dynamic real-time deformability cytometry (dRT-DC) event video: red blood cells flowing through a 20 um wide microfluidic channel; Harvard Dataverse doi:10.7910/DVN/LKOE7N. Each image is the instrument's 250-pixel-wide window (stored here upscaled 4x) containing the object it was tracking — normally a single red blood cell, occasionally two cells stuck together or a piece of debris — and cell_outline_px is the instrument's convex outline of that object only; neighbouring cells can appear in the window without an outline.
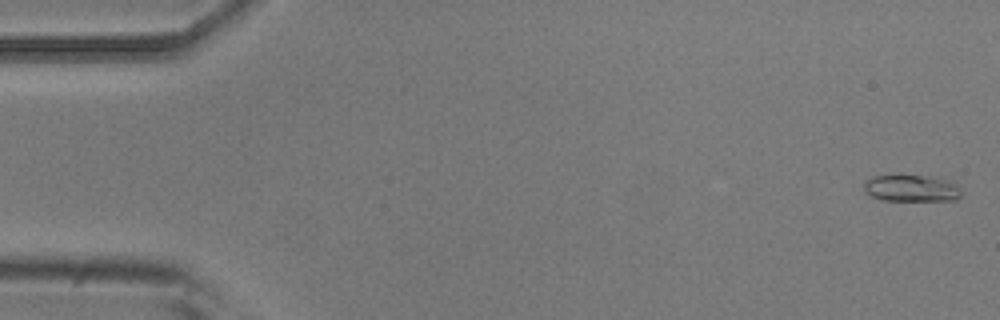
{"species": "common noctule bat (a hibernating species)", "species_latin": "Nyctalus noctula", "temperature_condition": "room temperature", "stored_images_in_passage": 4, "camera_frame_rate_fps": 3000, "um_per_image_px": 0.085, "animal": {"sex": "male", "body_mass_g": 20.5, "forearm_length_mm": 52.5}, "frame": {"image": 1, "passage_image": 1, "time_ms": 0.0, "image_size_px": [1000, 320], "cell_outline_px": [[960, 196], [956, 200], [880, 200], [864, 192], [864, 184], [872, 176], [924, 176], [948, 180], [960, 192]], "centroid_in_image_um": [77.41, 16.02], "position_along_channel_um": 7.6, "area_um2": 14.68}}
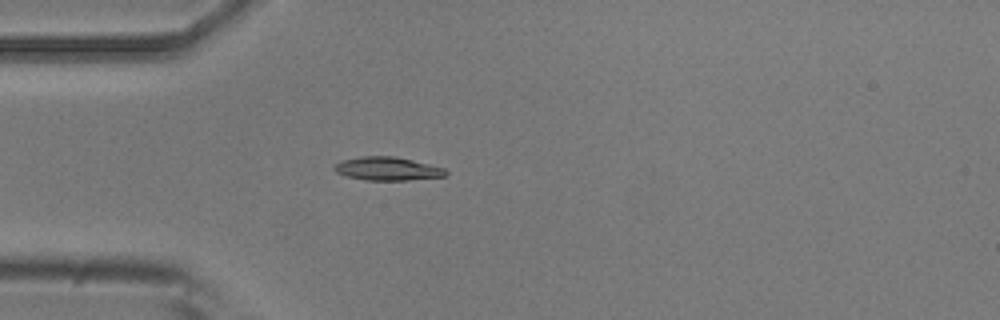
{"frame": {"image": 2, "passage_image": 4, "time_ms": 4.333, "image_size_px": [1000, 320], "cell_outline_px": [[448, 172], [444, 176], [408, 180], [364, 180], [348, 176], [336, 172], [332, 168], [340, 160], [360, 156], [392, 156], [412, 160], [444, 168]], "centroid_in_image_um": [32.89, 14.33], "position_along_channel_um": 52.1, "area_um2": 15.09}}